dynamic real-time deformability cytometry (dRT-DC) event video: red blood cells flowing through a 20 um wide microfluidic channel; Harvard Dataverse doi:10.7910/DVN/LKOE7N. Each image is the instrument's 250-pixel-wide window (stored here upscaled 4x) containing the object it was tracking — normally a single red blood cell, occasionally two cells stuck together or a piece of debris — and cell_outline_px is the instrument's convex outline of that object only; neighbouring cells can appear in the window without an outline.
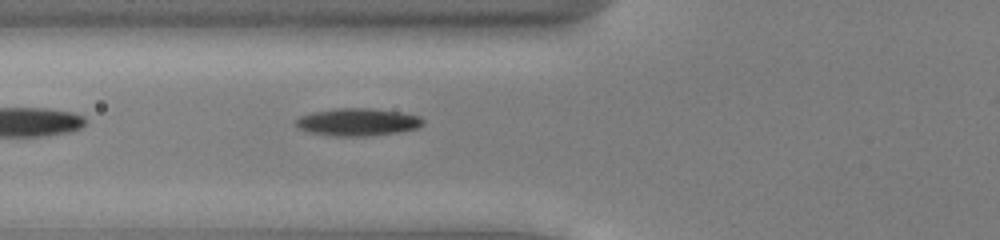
{"species": "common noctule bat (a hibernating species)", "species_latin": "Nyctalus noctula", "temperature_condition": "cold", "stored_images_in_passage": 34, "camera_frame_rate_fps": 3000, "um_per_image_px": 0.085, "animal": {"sex": "male", "body_mass_g": 13.0, "forearm_length_mm": 53.1}, "frame": {"image": 1, "passage_image": 3, "time_ms": 0.667, "image_size_px": [1000, 240], "cell_outline_px": [[424, 124], [416, 128], [396, 132], [372, 136], [336, 136], [308, 132], [296, 128], [296, 120], [300, 116], [312, 112], [336, 108], [372, 108], [400, 112], [420, 116], [424, 120]], "centroid_in_image_um": [30.38, 10.37], "position_along_channel_um": 95.4, "area_um2": 20.46}}
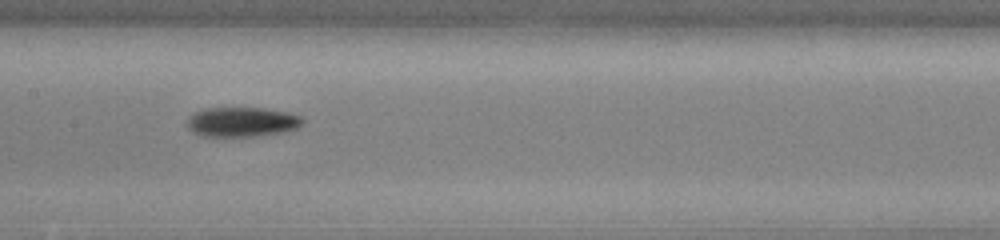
{"frame": {"image": 2, "passage_image": 10, "time_ms": 3.0, "image_size_px": [1000, 240], "cell_outline_px": [[304, 124], [288, 132], [260, 136], [200, 136], [192, 132], [188, 128], [188, 120], [196, 112], [204, 108], [264, 108], [288, 112], [304, 116]], "centroid_in_image_um": [20.65, 10.37], "position_along_channel_um": 186.7, "area_um2": 20.23}}
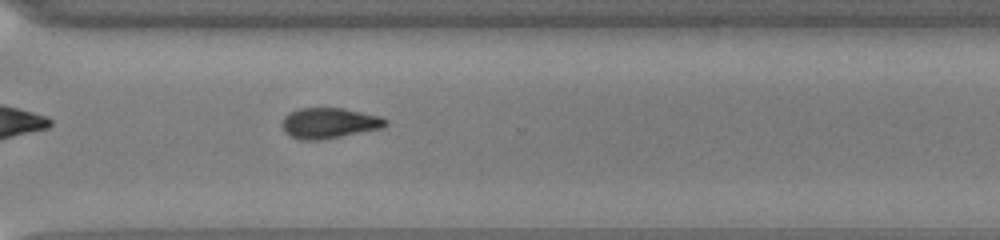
{"frame": {"image": 3, "passage_image": 22, "time_ms": 7.0, "image_size_px": [1000, 240], "cell_outline_px": [[388, 124], [384, 128], [320, 140], [300, 140], [284, 132], [284, 116], [288, 112], [300, 108], [344, 108], [380, 116], [388, 120]], "centroid_in_image_um": [28.02, 10.46], "position_along_channel_um": 342.6, "area_um2": 18.44}}